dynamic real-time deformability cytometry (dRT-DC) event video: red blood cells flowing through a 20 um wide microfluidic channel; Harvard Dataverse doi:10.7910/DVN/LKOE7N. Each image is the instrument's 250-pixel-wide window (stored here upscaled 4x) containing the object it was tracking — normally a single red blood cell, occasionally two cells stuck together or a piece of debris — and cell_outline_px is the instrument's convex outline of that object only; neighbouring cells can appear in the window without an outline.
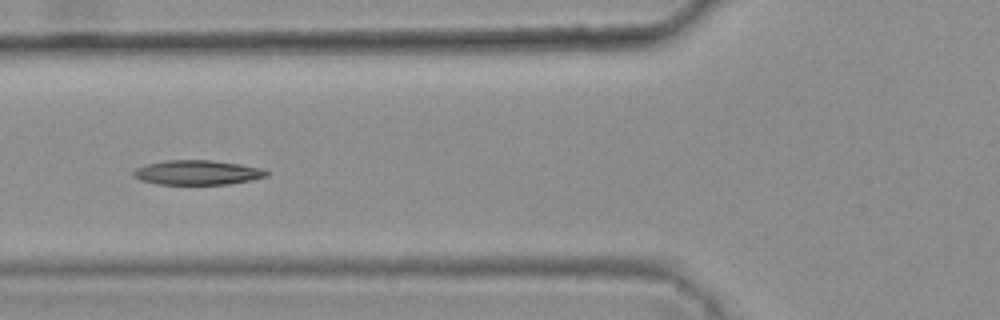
{"species": "common noctule bat (a hibernating species)", "species_latin": "Nyctalus noctula", "temperature_condition": "warm", "stored_images_in_passage": 8, "camera_frame_rate_fps": 3000, "um_per_image_px": 0.085, "animal": {"sex": "female", "body_mass_g": 25.1}, "frame": {"image": 1, "passage_image": 6, "time_ms": 1.667, "image_size_px": [1000, 320], "cell_outline_px": [[268, 176], [252, 180], [228, 184], [160, 184], [140, 180], [132, 176], [132, 172], [136, 168], [148, 164], [164, 160], [212, 160], [240, 164], [264, 168], [268, 172]], "centroid_in_image_um": [16.79, 14.66], "position_along_channel_um": 109.0, "area_um2": 19.13}}
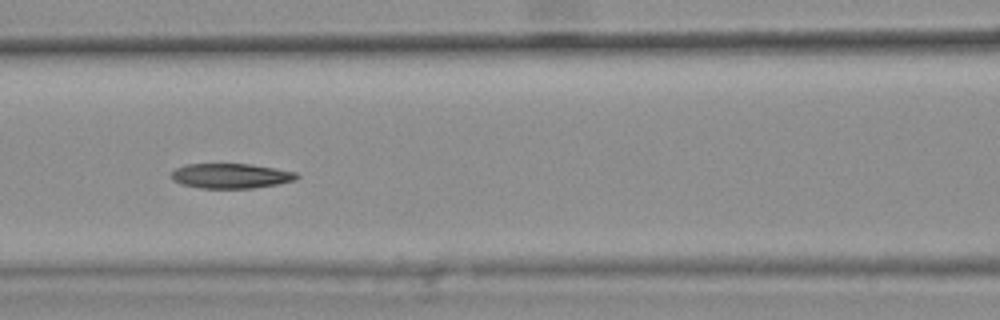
{"frame": {"image": 2, "passage_image": 7, "time_ms": 2.0, "image_size_px": [1000, 320], "cell_outline_px": [[300, 176], [296, 180], [280, 184], [252, 188], [200, 188], [184, 184], [172, 180], [172, 172], [176, 168], [184, 164], [252, 164], [276, 168], [296, 172]], "centroid_in_image_um": [19.67, 14.94], "position_along_channel_um": 146.9, "area_um2": 18.26}}